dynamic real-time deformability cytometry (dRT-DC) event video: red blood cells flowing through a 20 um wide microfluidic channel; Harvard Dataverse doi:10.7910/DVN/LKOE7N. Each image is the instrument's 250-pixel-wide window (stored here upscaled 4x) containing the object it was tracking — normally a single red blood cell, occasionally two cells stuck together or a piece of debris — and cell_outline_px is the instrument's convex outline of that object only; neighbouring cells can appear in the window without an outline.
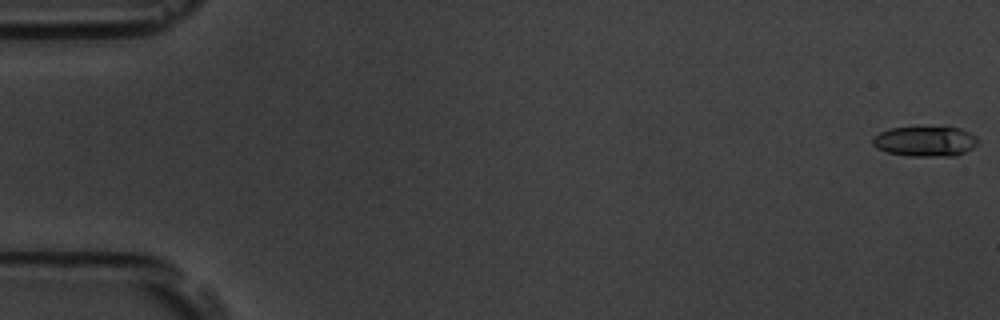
{"species": "common noctule bat (a hibernating species)", "species_latin": "Nyctalus noctula", "temperature_condition": "room temperature", "stored_images_in_passage": 58, "camera_frame_rate_fps": 3000, "um_per_image_px": 0.085, "animal": {"sex": "male", "body_mass_g": 19.5, "forearm_length_mm": 54.6}, "frame": {"image": 1, "passage_image": 1, "time_ms": 0.0, "image_size_px": [1000, 320], "cell_outline_px": [[976, 144], [972, 148], [956, 156], [908, 156], [888, 152], [876, 148], [872, 144], [872, 140], [880, 132], [888, 128], [920, 124], [960, 128], [976, 136]], "centroid_in_image_um": [78.61, 11.96], "position_along_channel_um": 6.4, "area_um2": 19.19}}
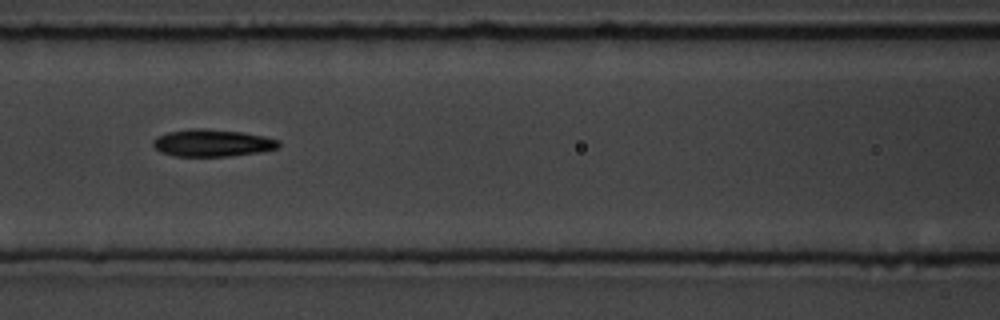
{"frame": {"image": 2, "passage_image": 26, "time_ms": 8.333, "image_size_px": [1000, 320], "cell_outline_px": [[280, 144], [276, 148], [260, 152], [228, 156], [176, 156], [160, 152], [152, 144], [152, 140], [156, 136], [168, 132], [192, 128], [204, 128], [240, 132], [264, 136], [280, 140]], "centroid_in_image_um": [18.02, 12.14], "position_along_channel_um": 148.6, "area_um2": 19.88}}
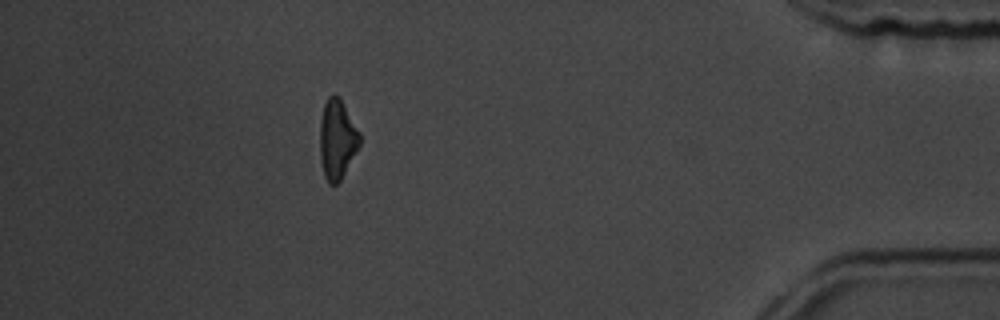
{"frame": {"image": 3, "passage_image": 52, "time_ms": 17.0, "image_size_px": [1000, 320], "cell_outline_px": [[360, 144], [340, 180], [336, 184], [328, 184], [324, 176], [320, 156], [320, 120], [324, 104], [328, 96], [332, 92], [340, 96], [360, 132]], "centroid_in_image_um": [28.65, 11.78], "position_along_channel_um": 406.6, "area_um2": 18.55}, "authors_computed_cell_mechanics": {"area_um2": 18.9873, "velocity_mm_per_s": 3.5599, "shape_relaxation_time_tau1_ms": 3.0949, "shape_relaxation_time_tau2_ms": 4.2073, "deformation_change_tau1": 0.1203, "deformation_change_tau2": 0.1341}}